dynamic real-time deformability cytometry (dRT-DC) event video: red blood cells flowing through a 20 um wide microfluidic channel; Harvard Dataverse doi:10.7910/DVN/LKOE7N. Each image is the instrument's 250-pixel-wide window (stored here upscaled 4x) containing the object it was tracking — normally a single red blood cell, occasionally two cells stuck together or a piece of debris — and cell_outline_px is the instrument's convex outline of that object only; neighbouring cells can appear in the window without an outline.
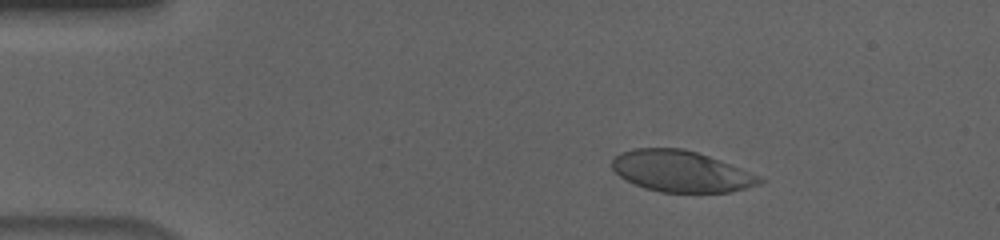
{"species": "human", "species_latin": "Homo sapiens", "temperature_condition": "cold", "stored_images_in_passage": 56, "camera_frame_rate_fps": 3000, "um_per_image_px": 0.085, "donor": {"sex": "male"}, "frame": {"image": 1, "passage_image": 9, "time_ms": 2.667, "image_size_px": [1000, 240], "cell_outline_px": [[764, 180], [760, 184], [728, 192], [660, 192], [644, 188], [620, 176], [612, 168], [612, 160], [620, 152], [632, 148], [684, 148], [720, 160], [760, 176]], "centroid_in_image_um": [57.87, 14.55], "position_along_channel_um": 27.1, "area_um2": 35.14}}
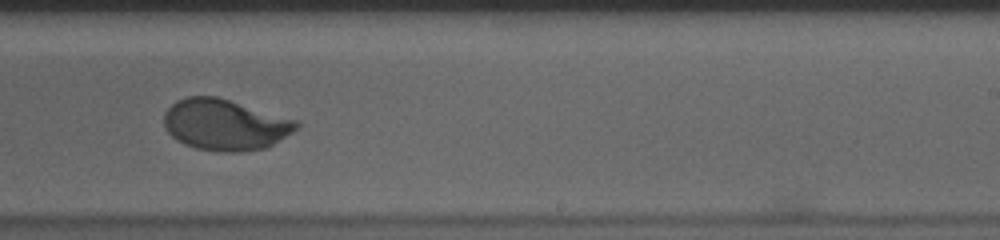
{"frame": {"image": 2, "passage_image": 35, "time_ms": 11.333, "image_size_px": [1000, 240], "cell_outline_px": [[300, 128], [268, 148], [244, 152], [216, 152], [196, 148], [184, 144], [176, 140], [164, 128], [164, 112], [176, 100], [188, 96], [216, 96], [300, 120]], "centroid_in_image_um": [19.17, 10.61], "position_along_channel_um": 269.8, "area_um2": 40.17}}
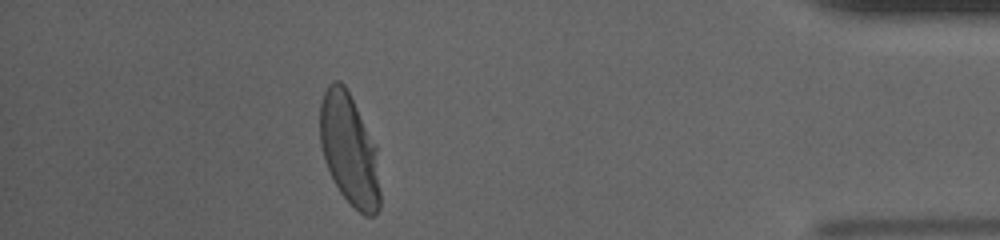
{"frame": {"image": 3, "passage_image": 50, "time_ms": 16.333, "image_size_px": [1000, 240], "cell_outline_px": [[380, 208], [376, 216], [364, 216], [340, 192], [324, 160], [320, 144], [320, 104], [324, 92], [328, 84], [332, 80], [340, 80], [344, 84], [376, 144], [380, 192]], "centroid_in_image_um": [29.7, 12.71], "position_along_channel_um": 405.5, "area_um2": 39.02}, "authors_computed_cell_mechanics": {"area_um2": 39.1306, "velocity_mm_per_s": 3.6207, "shape_relaxation_time_tau1_ms": 3.3108, "shape_relaxation_time_tau2_ms": null, "deformation_change_tau1": 0.1793, "deformation_change_tau2": null}}